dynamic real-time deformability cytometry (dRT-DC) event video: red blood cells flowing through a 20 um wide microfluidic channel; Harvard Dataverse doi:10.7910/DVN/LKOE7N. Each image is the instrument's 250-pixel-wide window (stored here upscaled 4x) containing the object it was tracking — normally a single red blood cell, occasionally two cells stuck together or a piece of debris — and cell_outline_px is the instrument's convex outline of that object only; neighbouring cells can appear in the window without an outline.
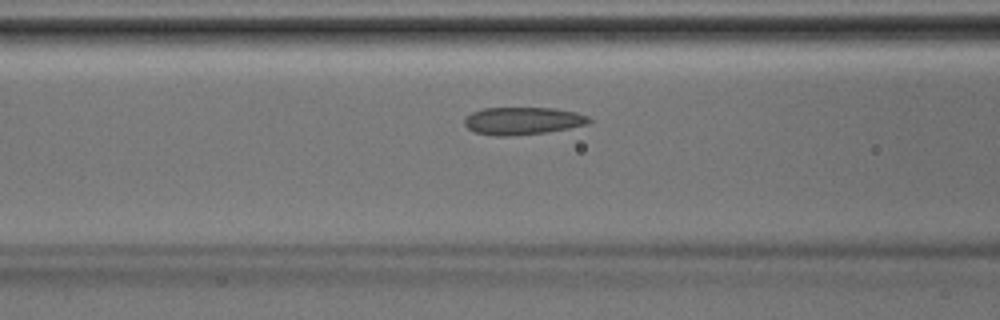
{"species": "Egyptian fruit bat (a non-hibernating species)", "species_latin": "Rousettus aegyptiacus", "temperature_condition": "room temperature", "stored_images_in_passage": 37, "camera_frame_rate_fps": 3000, "um_per_image_px": 0.085, "animal": {"sex": "male"}, "frame": {"image": 1, "passage_image": 13, "time_ms": 4.0, "image_size_px": [1000, 320], "cell_outline_px": [[592, 120], [588, 124], [548, 132], [508, 136], [496, 136], [476, 132], [468, 128], [464, 124], [464, 120], [472, 112], [484, 108], [556, 108], [576, 112], [588, 116]], "centroid_in_image_um": [44.45, 10.27], "position_along_channel_um": 122.1, "area_um2": 19.94}}
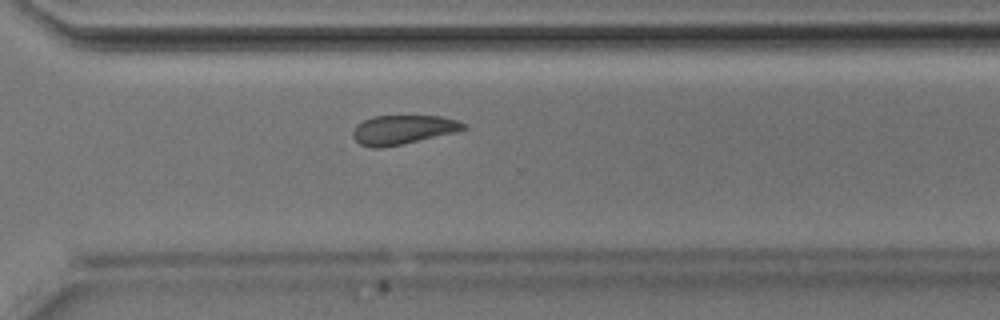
{"frame": {"image": 2, "passage_image": 26, "time_ms": 8.333, "image_size_px": [1000, 320], "cell_outline_px": [[468, 128], [456, 132], [400, 144], [380, 148], [372, 148], [360, 144], [352, 136], [352, 132], [356, 124], [372, 116], [440, 116], [456, 120], [468, 124]], "centroid_in_image_um": [34.24, 11.01], "position_along_channel_um": 336.4, "area_um2": 18.73}}
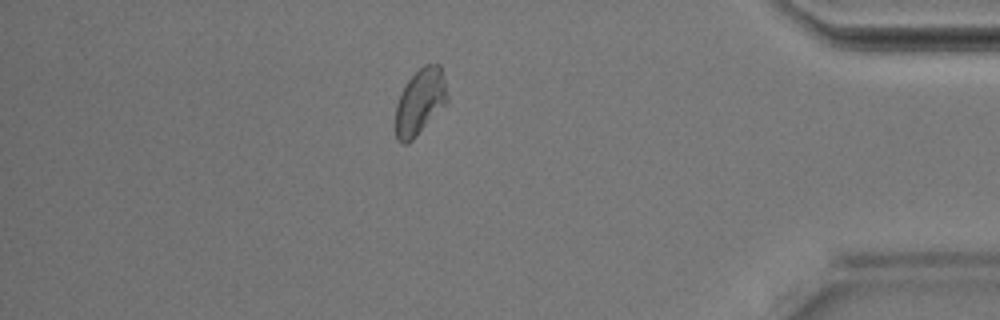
{"frame": {"image": 3, "passage_image": 32, "time_ms": 10.333, "image_size_px": [1000, 320], "cell_outline_px": [[448, 100], [416, 136], [408, 144], [400, 144], [396, 140], [396, 104], [400, 92], [408, 80], [424, 64], [440, 64], [448, 96]], "centroid_in_image_um": [35.67, 8.66], "position_along_channel_um": 399.5, "area_um2": 19.65}}